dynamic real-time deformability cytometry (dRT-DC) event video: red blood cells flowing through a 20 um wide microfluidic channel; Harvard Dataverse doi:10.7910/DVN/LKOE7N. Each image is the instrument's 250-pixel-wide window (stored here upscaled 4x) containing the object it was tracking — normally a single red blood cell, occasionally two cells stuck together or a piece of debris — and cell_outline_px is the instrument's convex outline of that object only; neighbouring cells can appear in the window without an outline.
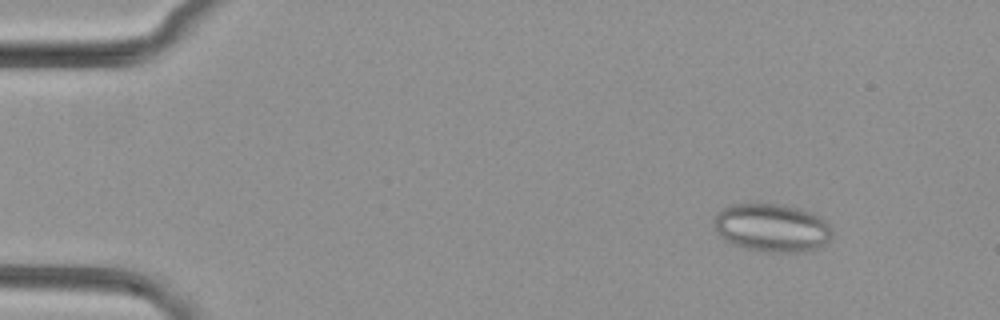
{"species": "common noctule bat (a hibernating species)", "species_latin": "Nyctalus noctula", "temperature_condition": "cold", "stored_images_in_passage": 47, "segment_of_instrument_passage": [1, 2], "camera_frame_rate_fps": 3000, "um_per_image_px": 0.085, "animal": {"sex": "female", "body_mass_g": 29.2, "forearm_length_mm": 56.3}, "frame": {"image": 1, "passage_image": 1, "time_ms": 0.0, "image_size_px": [1000, 320], "cell_outline_px": [[832, 236], [824, 244], [816, 248], [796, 252], [764, 252], [732, 244], [724, 240], [716, 232], [712, 220], [716, 212], [720, 208], [732, 204], [784, 204], [800, 208], [812, 212], [820, 216], [832, 228]], "centroid_in_image_um": [65.57, 19.34], "position_along_channel_um": 19.4, "area_um2": 33.52}}